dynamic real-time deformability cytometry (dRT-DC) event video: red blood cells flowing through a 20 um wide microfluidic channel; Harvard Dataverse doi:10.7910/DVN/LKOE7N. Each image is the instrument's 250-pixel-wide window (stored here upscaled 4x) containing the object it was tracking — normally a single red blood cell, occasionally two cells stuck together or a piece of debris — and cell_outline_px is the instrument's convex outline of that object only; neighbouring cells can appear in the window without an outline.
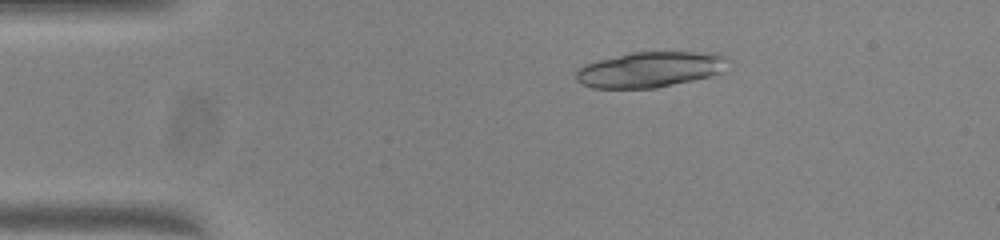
{"species": "common noctule bat (a hibernating species)", "species_latin": "Nyctalus noctula", "temperature_condition": "warm", "stored_images_in_passage": 50, "camera_frame_rate_fps": 3000, "um_per_image_px": 0.085, "animal": {"sex": "female", "body_mass_g": 23.0, "forearm_length_mm": 53.4}, "frame": {"image": 1, "passage_image": 9, "time_ms": 2.667, "image_size_px": [1000, 240], "cell_outline_px": [[732, 60], [720, 72], [708, 76], [692, 80], [656, 88], [592, 88], [580, 84], [576, 80], [576, 68], [584, 64], [596, 60], [632, 52], [720, 52], [728, 56]], "centroid_in_image_um": [55.26, 5.89], "position_along_channel_um": 29.7, "area_um2": 31.91}}